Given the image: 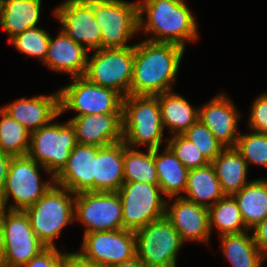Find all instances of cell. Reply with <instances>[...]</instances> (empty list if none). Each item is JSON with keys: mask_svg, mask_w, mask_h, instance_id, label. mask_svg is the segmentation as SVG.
<instances>
[{"mask_svg": "<svg viewBox=\"0 0 267 267\" xmlns=\"http://www.w3.org/2000/svg\"><path fill=\"white\" fill-rule=\"evenodd\" d=\"M242 214L245 226L251 231L267 217V180L256 179L232 195Z\"/></svg>", "mask_w": 267, "mask_h": 267, "instance_id": "28", "label": "cell"}, {"mask_svg": "<svg viewBox=\"0 0 267 267\" xmlns=\"http://www.w3.org/2000/svg\"><path fill=\"white\" fill-rule=\"evenodd\" d=\"M110 267H147L139 257L135 256L134 258L111 265Z\"/></svg>", "mask_w": 267, "mask_h": 267, "instance_id": "42", "label": "cell"}, {"mask_svg": "<svg viewBox=\"0 0 267 267\" xmlns=\"http://www.w3.org/2000/svg\"><path fill=\"white\" fill-rule=\"evenodd\" d=\"M235 148L247 164L267 167V134L257 132L239 134Z\"/></svg>", "mask_w": 267, "mask_h": 267, "instance_id": "34", "label": "cell"}, {"mask_svg": "<svg viewBox=\"0 0 267 267\" xmlns=\"http://www.w3.org/2000/svg\"><path fill=\"white\" fill-rule=\"evenodd\" d=\"M185 192L187 197H181L206 208L225 196L211 163L204 167L189 169Z\"/></svg>", "mask_w": 267, "mask_h": 267, "instance_id": "26", "label": "cell"}, {"mask_svg": "<svg viewBox=\"0 0 267 267\" xmlns=\"http://www.w3.org/2000/svg\"><path fill=\"white\" fill-rule=\"evenodd\" d=\"M122 202L123 228L136 232L165 216L166 203L158 184L124 182L117 191Z\"/></svg>", "mask_w": 267, "mask_h": 267, "instance_id": "10", "label": "cell"}, {"mask_svg": "<svg viewBox=\"0 0 267 267\" xmlns=\"http://www.w3.org/2000/svg\"><path fill=\"white\" fill-rule=\"evenodd\" d=\"M12 156L0 151V196L3 193Z\"/></svg>", "mask_w": 267, "mask_h": 267, "instance_id": "41", "label": "cell"}, {"mask_svg": "<svg viewBox=\"0 0 267 267\" xmlns=\"http://www.w3.org/2000/svg\"><path fill=\"white\" fill-rule=\"evenodd\" d=\"M83 239L82 250L78 253L99 267H110L136 256L134 231H96L84 234Z\"/></svg>", "mask_w": 267, "mask_h": 267, "instance_id": "14", "label": "cell"}, {"mask_svg": "<svg viewBox=\"0 0 267 267\" xmlns=\"http://www.w3.org/2000/svg\"><path fill=\"white\" fill-rule=\"evenodd\" d=\"M135 237L136 256L147 267H176L184 242L165 216L138 229Z\"/></svg>", "mask_w": 267, "mask_h": 267, "instance_id": "9", "label": "cell"}, {"mask_svg": "<svg viewBox=\"0 0 267 267\" xmlns=\"http://www.w3.org/2000/svg\"><path fill=\"white\" fill-rule=\"evenodd\" d=\"M134 46L99 49L87 59L84 76L89 82L111 88L123 97L130 95Z\"/></svg>", "mask_w": 267, "mask_h": 267, "instance_id": "7", "label": "cell"}, {"mask_svg": "<svg viewBox=\"0 0 267 267\" xmlns=\"http://www.w3.org/2000/svg\"><path fill=\"white\" fill-rule=\"evenodd\" d=\"M94 17L101 30V48H125L139 32L138 3L123 0H93Z\"/></svg>", "mask_w": 267, "mask_h": 267, "instance_id": "6", "label": "cell"}, {"mask_svg": "<svg viewBox=\"0 0 267 267\" xmlns=\"http://www.w3.org/2000/svg\"><path fill=\"white\" fill-rule=\"evenodd\" d=\"M63 255L56 247H46L21 267H61Z\"/></svg>", "mask_w": 267, "mask_h": 267, "instance_id": "38", "label": "cell"}, {"mask_svg": "<svg viewBox=\"0 0 267 267\" xmlns=\"http://www.w3.org/2000/svg\"><path fill=\"white\" fill-rule=\"evenodd\" d=\"M254 242L261 255L267 257V217L253 229Z\"/></svg>", "mask_w": 267, "mask_h": 267, "instance_id": "39", "label": "cell"}, {"mask_svg": "<svg viewBox=\"0 0 267 267\" xmlns=\"http://www.w3.org/2000/svg\"><path fill=\"white\" fill-rule=\"evenodd\" d=\"M221 247L233 267H261L265 259L246 231L221 235Z\"/></svg>", "mask_w": 267, "mask_h": 267, "instance_id": "29", "label": "cell"}, {"mask_svg": "<svg viewBox=\"0 0 267 267\" xmlns=\"http://www.w3.org/2000/svg\"><path fill=\"white\" fill-rule=\"evenodd\" d=\"M161 108L163 127L183 134L199 119V109L193 108L181 95L172 91L156 95Z\"/></svg>", "mask_w": 267, "mask_h": 267, "instance_id": "25", "label": "cell"}, {"mask_svg": "<svg viewBox=\"0 0 267 267\" xmlns=\"http://www.w3.org/2000/svg\"><path fill=\"white\" fill-rule=\"evenodd\" d=\"M184 50L171 43H136L130 94L156 96L172 91Z\"/></svg>", "mask_w": 267, "mask_h": 267, "instance_id": "1", "label": "cell"}, {"mask_svg": "<svg viewBox=\"0 0 267 267\" xmlns=\"http://www.w3.org/2000/svg\"><path fill=\"white\" fill-rule=\"evenodd\" d=\"M43 167L34 159L26 156L12 157L6 177V183L1 197L3 209H6L10 197L16 205L8 210L24 211L42 197L54 184V179L49 183L40 182L39 169Z\"/></svg>", "mask_w": 267, "mask_h": 267, "instance_id": "11", "label": "cell"}, {"mask_svg": "<svg viewBox=\"0 0 267 267\" xmlns=\"http://www.w3.org/2000/svg\"><path fill=\"white\" fill-rule=\"evenodd\" d=\"M124 140L98 147L94 192H117L124 183Z\"/></svg>", "mask_w": 267, "mask_h": 267, "instance_id": "22", "label": "cell"}, {"mask_svg": "<svg viewBox=\"0 0 267 267\" xmlns=\"http://www.w3.org/2000/svg\"><path fill=\"white\" fill-rule=\"evenodd\" d=\"M0 218L5 246L3 267H21L46 248L24 211L3 209Z\"/></svg>", "mask_w": 267, "mask_h": 267, "instance_id": "13", "label": "cell"}, {"mask_svg": "<svg viewBox=\"0 0 267 267\" xmlns=\"http://www.w3.org/2000/svg\"><path fill=\"white\" fill-rule=\"evenodd\" d=\"M62 30L87 51L101 49V30L94 17L93 0H67L54 11Z\"/></svg>", "mask_w": 267, "mask_h": 267, "instance_id": "15", "label": "cell"}, {"mask_svg": "<svg viewBox=\"0 0 267 267\" xmlns=\"http://www.w3.org/2000/svg\"><path fill=\"white\" fill-rule=\"evenodd\" d=\"M42 0H0V25L9 41L29 28L36 27Z\"/></svg>", "mask_w": 267, "mask_h": 267, "instance_id": "23", "label": "cell"}, {"mask_svg": "<svg viewBox=\"0 0 267 267\" xmlns=\"http://www.w3.org/2000/svg\"><path fill=\"white\" fill-rule=\"evenodd\" d=\"M61 267H99L84 259L78 252L64 253Z\"/></svg>", "mask_w": 267, "mask_h": 267, "instance_id": "40", "label": "cell"}, {"mask_svg": "<svg viewBox=\"0 0 267 267\" xmlns=\"http://www.w3.org/2000/svg\"><path fill=\"white\" fill-rule=\"evenodd\" d=\"M49 37L50 34L47 31L33 27L16 35L9 43L23 54L38 57L44 62L48 53Z\"/></svg>", "mask_w": 267, "mask_h": 267, "instance_id": "33", "label": "cell"}, {"mask_svg": "<svg viewBox=\"0 0 267 267\" xmlns=\"http://www.w3.org/2000/svg\"><path fill=\"white\" fill-rule=\"evenodd\" d=\"M73 198H72V197ZM75 194L53 184L49 190L24 212L37 238L46 247H56L54 238L75 219Z\"/></svg>", "mask_w": 267, "mask_h": 267, "instance_id": "4", "label": "cell"}, {"mask_svg": "<svg viewBox=\"0 0 267 267\" xmlns=\"http://www.w3.org/2000/svg\"><path fill=\"white\" fill-rule=\"evenodd\" d=\"M60 114L67 110L76 116L91 114H122L123 96L117 91L89 82L85 77H73L68 86L59 90Z\"/></svg>", "mask_w": 267, "mask_h": 267, "instance_id": "8", "label": "cell"}, {"mask_svg": "<svg viewBox=\"0 0 267 267\" xmlns=\"http://www.w3.org/2000/svg\"><path fill=\"white\" fill-rule=\"evenodd\" d=\"M183 135L197 146L209 163L226 148L199 119Z\"/></svg>", "mask_w": 267, "mask_h": 267, "instance_id": "35", "label": "cell"}, {"mask_svg": "<svg viewBox=\"0 0 267 267\" xmlns=\"http://www.w3.org/2000/svg\"><path fill=\"white\" fill-rule=\"evenodd\" d=\"M75 130L71 123H49L33 131L28 156L34 159L54 179L65 167L76 146Z\"/></svg>", "mask_w": 267, "mask_h": 267, "instance_id": "5", "label": "cell"}, {"mask_svg": "<svg viewBox=\"0 0 267 267\" xmlns=\"http://www.w3.org/2000/svg\"><path fill=\"white\" fill-rule=\"evenodd\" d=\"M211 164L225 195H233L249 183L248 164L235 147L225 148Z\"/></svg>", "mask_w": 267, "mask_h": 267, "instance_id": "24", "label": "cell"}, {"mask_svg": "<svg viewBox=\"0 0 267 267\" xmlns=\"http://www.w3.org/2000/svg\"><path fill=\"white\" fill-rule=\"evenodd\" d=\"M168 147L187 169L207 166L209 162L201 154L197 146L183 134H175L171 139H165Z\"/></svg>", "mask_w": 267, "mask_h": 267, "instance_id": "36", "label": "cell"}, {"mask_svg": "<svg viewBox=\"0 0 267 267\" xmlns=\"http://www.w3.org/2000/svg\"><path fill=\"white\" fill-rule=\"evenodd\" d=\"M240 118L235 105L224 93L217 95L199 109V120L226 148L235 147L240 132L237 123Z\"/></svg>", "mask_w": 267, "mask_h": 267, "instance_id": "19", "label": "cell"}, {"mask_svg": "<svg viewBox=\"0 0 267 267\" xmlns=\"http://www.w3.org/2000/svg\"><path fill=\"white\" fill-rule=\"evenodd\" d=\"M80 144L107 146L123 140L122 114H91L68 120Z\"/></svg>", "mask_w": 267, "mask_h": 267, "instance_id": "17", "label": "cell"}, {"mask_svg": "<svg viewBox=\"0 0 267 267\" xmlns=\"http://www.w3.org/2000/svg\"><path fill=\"white\" fill-rule=\"evenodd\" d=\"M138 3L139 30L154 34L145 39L157 43H171L185 49L186 41H194L197 23L184 0H142ZM147 20H143V13ZM145 21V22H144Z\"/></svg>", "mask_w": 267, "mask_h": 267, "instance_id": "2", "label": "cell"}, {"mask_svg": "<svg viewBox=\"0 0 267 267\" xmlns=\"http://www.w3.org/2000/svg\"><path fill=\"white\" fill-rule=\"evenodd\" d=\"M165 217L178 231L183 242H209L211 231L208 208L179 196L171 207L166 203Z\"/></svg>", "mask_w": 267, "mask_h": 267, "instance_id": "18", "label": "cell"}, {"mask_svg": "<svg viewBox=\"0 0 267 267\" xmlns=\"http://www.w3.org/2000/svg\"><path fill=\"white\" fill-rule=\"evenodd\" d=\"M96 155L97 146L77 143L54 184L74 194L94 192Z\"/></svg>", "mask_w": 267, "mask_h": 267, "instance_id": "16", "label": "cell"}, {"mask_svg": "<svg viewBox=\"0 0 267 267\" xmlns=\"http://www.w3.org/2000/svg\"><path fill=\"white\" fill-rule=\"evenodd\" d=\"M154 149V163L158 175V185L164 195L173 198L186 190L189 169L167 146L163 154Z\"/></svg>", "mask_w": 267, "mask_h": 267, "instance_id": "27", "label": "cell"}, {"mask_svg": "<svg viewBox=\"0 0 267 267\" xmlns=\"http://www.w3.org/2000/svg\"><path fill=\"white\" fill-rule=\"evenodd\" d=\"M74 216L86 226L85 234L123 228L122 202L117 192L75 194Z\"/></svg>", "mask_w": 267, "mask_h": 267, "instance_id": "12", "label": "cell"}, {"mask_svg": "<svg viewBox=\"0 0 267 267\" xmlns=\"http://www.w3.org/2000/svg\"><path fill=\"white\" fill-rule=\"evenodd\" d=\"M249 119V126L253 132L267 134V93L254 101Z\"/></svg>", "mask_w": 267, "mask_h": 267, "instance_id": "37", "label": "cell"}, {"mask_svg": "<svg viewBox=\"0 0 267 267\" xmlns=\"http://www.w3.org/2000/svg\"><path fill=\"white\" fill-rule=\"evenodd\" d=\"M123 140L131 148L147 145L160 148L163 143V123L157 96L128 95L123 97Z\"/></svg>", "mask_w": 267, "mask_h": 267, "instance_id": "3", "label": "cell"}, {"mask_svg": "<svg viewBox=\"0 0 267 267\" xmlns=\"http://www.w3.org/2000/svg\"><path fill=\"white\" fill-rule=\"evenodd\" d=\"M210 231L216 226L220 235L250 231L246 228L237 202L232 195H225L208 208Z\"/></svg>", "mask_w": 267, "mask_h": 267, "instance_id": "30", "label": "cell"}, {"mask_svg": "<svg viewBox=\"0 0 267 267\" xmlns=\"http://www.w3.org/2000/svg\"><path fill=\"white\" fill-rule=\"evenodd\" d=\"M4 256H5L4 232L0 218V267H3Z\"/></svg>", "mask_w": 267, "mask_h": 267, "instance_id": "43", "label": "cell"}, {"mask_svg": "<svg viewBox=\"0 0 267 267\" xmlns=\"http://www.w3.org/2000/svg\"><path fill=\"white\" fill-rule=\"evenodd\" d=\"M124 182L158 184L154 163V149L143 153L127 146L124 142Z\"/></svg>", "mask_w": 267, "mask_h": 267, "instance_id": "31", "label": "cell"}, {"mask_svg": "<svg viewBox=\"0 0 267 267\" xmlns=\"http://www.w3.org/2000/svg\"><path fill=\"white\" fill-rule=\"evenodd\" d=\"M57 37H49V47L44 64L53 71L68 72L72 77L84 76L88 52L72 40L62 29Z\"/></svg>", "mask_w": 267, "mask_h": 267, "instance_id": "21", "label": "cell"}, {"mask_svg": "<svg viewBox=\"0 0 267 267\" xmlns=\"http://www.w3.org/2000/svg\"><path fill=\"white\" fill-rule=\"evenodd\" d=\"M0 151L16 156H26L31 133L15 119L0 109Z\"/></svg>", "mask_w": 267, "mask_h": 267, "instance_id": "32", "label": "cell"}, {"mask_svg": "<svg viewBox=\"0 0 267 267\" xmlns=\"http://www.w3.org/2000/svg\"><path fill=\"white\" fill-rule=\"evenodd\" d=\"M2 210H3V206H2V203H1V197H0V214H1Z\"/></svg>", "mask_w": 267, "mask_h": 267, "instance_id": "44", "label": "cell"}, {"mask_svg": "<svg viewBox=\"0 0 267 267\" xmlns=\"http://www.w3.org/2000/svg\"><path fill=\"white\" fill-rule=\"evenodd\" d=\"M1 109L32 133L61 115L60 93L58 90L49 96L23 97Z\"/></svg>", "mask_w": 267, "mask_h": 267, "instance_id": "20", "label": "cell"}]
</instances>
